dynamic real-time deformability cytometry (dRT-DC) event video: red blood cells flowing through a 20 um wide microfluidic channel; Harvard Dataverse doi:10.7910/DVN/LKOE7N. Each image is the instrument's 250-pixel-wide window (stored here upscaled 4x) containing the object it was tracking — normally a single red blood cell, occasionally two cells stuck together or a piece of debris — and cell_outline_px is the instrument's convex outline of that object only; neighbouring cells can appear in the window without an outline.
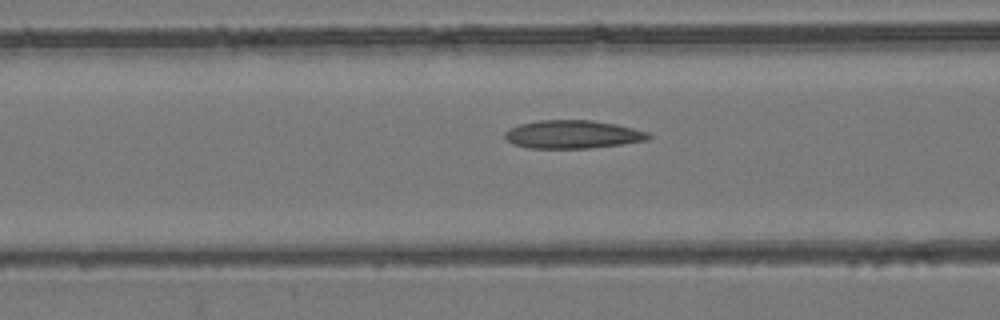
{"species": "common noctule bat (a hibernating species)", "species_latin": "Nyctalus noctula", "temperature_condition": "room temperature", "stored_images_in_passage": 36, "camera_frame_rate_fps": 3000, "um_per_image_px": 0.085, "animal": {"sex": "female", "body_mass_g": 24.6, "forearm_length_mm": 56.2}, "frame": {"image": 1, "passage_image": 9, "time_ms": 2.667, "image_size_px": [1000, 320], "cell_outline_px": [[652, 136], [648, 140], [620, 144], [588, 148], [528, 148], [512, 144], [504, 136], [504, 132], [508, 128], [520, 124], [540, 120], [592, 120], [616, 124], [648, 132]], "centroid_in_image_um": [48.65, 11.42], "position_along_channel_um": 118.0, "area_um2": 23.58}}
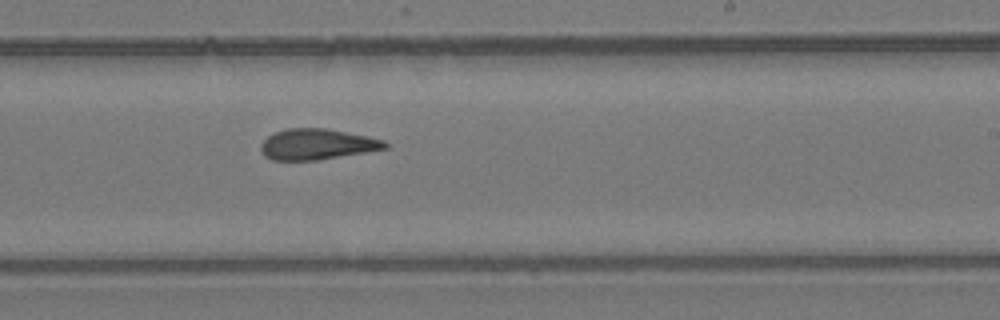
{"frame": {"image": 2, "passage_image": 20, "time_ms": 6.333, "image_size_px": [1000, 320], "cell_outline_px": [[388, 148], [316, 160], [272, 160], [264, 156], [260, 148], [260, 144], [268, 136], [276, 132], [288, 128], [328, 128], [368, 136], [384, 140], [388, 144]], "centroid_in_image_um": [26.94, 12.25], "position_along_channel_um": 262.1, "area_um2": 22.2}}
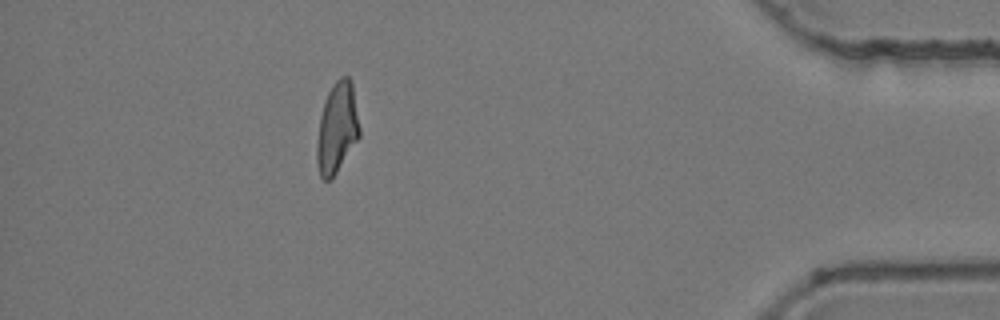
{"frame": {"image": 3, "passage_image": 35, "time_ms": 11.333, "image_size_px": [1000, 320], "cell_outline_px": [[360, 136], [332, 180], [324, 180], [320, 176], [316, 164], [316, 148], [320, 116], [324, 100], [328, 92], [336, 80], [340, 76], [348, 76], [352, 80], [360, 128]], "centroid_in_image_um": [28.65, 10.88], "position_along_channel_um": 406.6, "area_um2": 22.83}}